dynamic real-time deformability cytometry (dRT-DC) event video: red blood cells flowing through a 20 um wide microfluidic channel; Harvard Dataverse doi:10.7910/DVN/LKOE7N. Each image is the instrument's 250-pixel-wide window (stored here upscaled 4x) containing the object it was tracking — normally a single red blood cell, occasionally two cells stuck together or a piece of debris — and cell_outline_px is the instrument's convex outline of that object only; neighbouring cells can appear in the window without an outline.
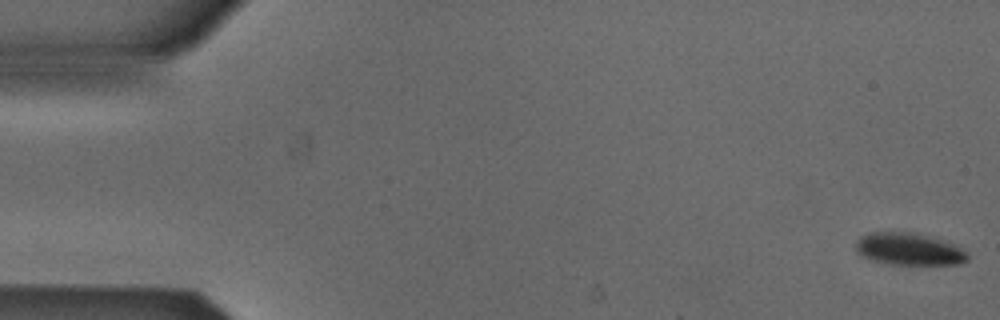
{"species": "Egyptian fruit bat (a non-hibernating species)", "species_latin": "Rousettus aegyptiacus", "temperature_condition": "cold", "stored_images_in_passage": 42, "camera_frame_rate_fps": 3000, "um_per_image_px": 0.085, "animal": {"sex": "male"}, "frame": {"image": 1, "passage_image": 1, "time_ms": 0.0, "image_size_px": [1000, 320], "cell_outline_px": [[968, 260], [960, 264], [888, 264], [864, 256], [856, 252], [856, 240], [860, 236], [868, 232], [912, 232], [940, 240], [952, 244], [960, 248], [968, 256]], "centroid_in_image_um": [77.21, 21.17], "position_along_channel_um": 7.8, "area_um2": 20.58}}
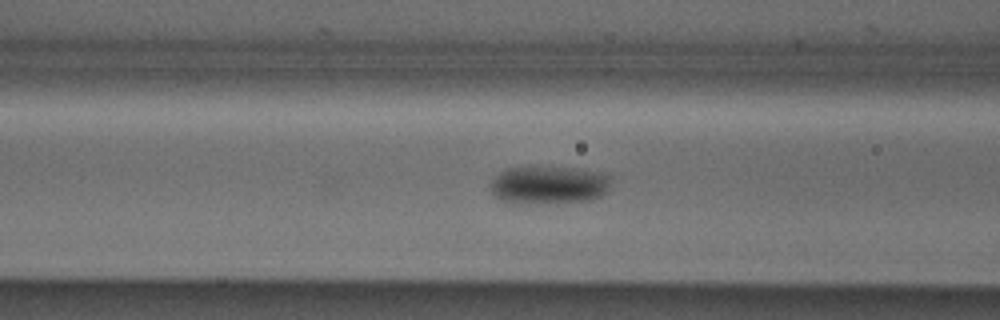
{"frame": {"image": 2, "passage_image": 21, "time_ms": 6.667, "image_size_px": [1000, 320], "cell_outline_px": [[612, 184], [600, 196], [592, 200], [528, 204], [524, 204], [500, 200], [492, 192], [492, 180], [500, 172], [508, 168], [540, 164], [576, 168], [600, 172], [612, 176]], "centroid_in_image_um": [46.68, 15.68], "position_along_channel_um": 119.9, "area_um2": 27.46}}
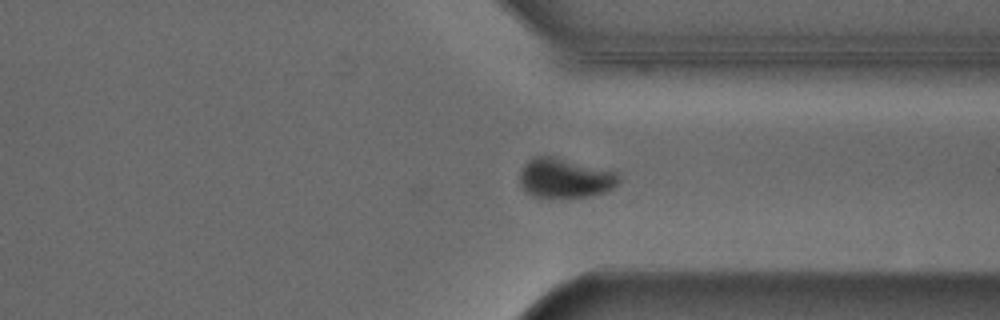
{"frame": {"image": 3, "passage_image": 40, "time_ms": 13.0, "image_size_px": [1000, 320], "cell_outline_px": [[620, 180], [608, 192], [588, 196], [532, 196], [524, 192], [520, 184], [520, 168], [532, 156], [552, 156], [616, 172]], "centroid_in_image_um": [47.97, 15.13], "position_along_channel_um": 363.4, "area_um2": 22.6}}